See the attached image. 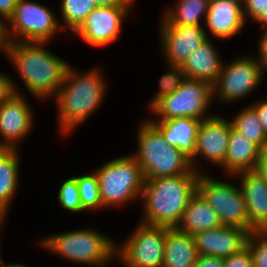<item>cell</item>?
I'll use <instances>...</instances> for the list:
<instances>
[{
	"instance_id": "1",
	"label": "cell",
	"mask_w": 267,
	"mask_h": 267,
	"mask_svg": "<svg viewBox=\"0 0 267 267\" xmlns=\"http://www.w3.org/2000/svg\"><path fill=\"white\" fill-rule=\"evenodd\" d=\"M46 44L48 42H11L7 53L28 92L43 101L56 96L70 66L47 50Z\"/></svg>"
},
{
	"instance_id": "2",
	"label": "cell",
	"mask_w": 267,
	"mask_h": 267,
	"mask_svg": "<svg viewBox=\"0 0 267 267\" xmlns=\"http://www.w3.org/2000/svg\"><path fill=\"white\" fill-rule=\"evenodd\" d=\"M199 176V173H186L145 180L140 196L143 213L138 222L176 228L197 191Z\"/></svg>"
},
{
	"instance_id": "3",
	"label": "cell",
	"mask_w": 267,
	"mask_h": 267,
	"mask_svg": "<svg viewBox=\"0 0 267 267\" xmlns=\"http://www.w3.org/2000/svg\"><path fill=\"white\" fill-rule=\"evenodd\" d=\"M101 72L100 68H94L83 74L68 67L64 82L53 99L58 108L61 135L71 134L103 102L107 88Z\"/></svg>"
},
{
	"instance_id": "4",
	"label": "cell",
	"mask_w": 267,
	"mask_h": 267,
	"mask_svg": "<svg viewBox=\"0 0 267 267\" xmlns=\"http://www.w3.org/2000/svg\"><path fill=\"white\" fill-rule=\"evenodd\" d=\"M38 243L45 250L71 263L106 267L115 261L117 243L95 228H83L50 235Z\"/></svg>"
},
{
	"instance_id": "5",
	"label": "cell",
	"mask_w": 267,
	"mask_h": 267,
	"mask_svg": "<svg viewBox=\"0 0 267 267\" xmlns=\"http://www.w3.org/2000/svg\"><path fill=\"white\" fill-rule=\"evenodd\" d=\"M138 129V149L132 156L141 166L145 180L197 173L192 169L190 159L177 147L171 146L148 119Z\"/></svg>"
},
{
	"instance_id": "6",
	"label": "cell",
	"mask_w": 267,
	"mask_h": 267,
	"mask_svg": "<svg viewBox=\"0 0 267 267\" xmlns=\"http://www.w3.org/2000/svg\"><path fill=\"white\" fill-rule=\"evenodd\" d=\"M94 172L99 181L104 208L122 207L136 198L140 199L145 177L141 166L132 155L109 160Z\"/></svg>"
},
{
	"instance_id": "7",
	"label": "cell",
	"mask_w": 267,
	"mask_h": 267,
	"mask_svg": "<svg viewBox=\"0 0 267 267\" xmlns=\"http://www.w3.org/2000/svg\"><path fill=\"white\" fill-rule=\"evenodd\" d=\"M212 101V86L209 83L185 78L174 93L164 96L149 109L154 114L152 116L158 119L148 120H169L182 116L207 119L214 115L206 113Z\"/></svg>"
},
{
	"instance_id": "8",
	"label": "cell",
	"mask_w": 267,
	"mask_h": 267,
	"mask_svg": "<svg viewBox=\"0 0 267 267\" xmlns=\"http://www.w3.org/2000/svg\"><path fill=\"white\" fill-rule=\"evenodd\" d=\"M60 19L45 5L19 0L7 22L11 42H48L62 30ZM19 35V36H18Z\"/></svg>"
},
{
	"instance_id": "9",
	"label": "cell",
	"mask_w": 267,
	"mask_h": 267,
	"mask_svg": "<svg viewBox=\"0 0 267 267\" xmlns=\"http://www.w3.org/2000/svg\"><path fill=\"white\" fill-rule=\"evenodd\" d=\"M197 191L217 213L223 225L240 227L249 233L254 230L249 224L247 206L239 186L217 180L205 172L198 178Z\"/></svg>"
},
{
	"instance_id": "10",
	"label": "cell",
	"mask_w": 267,
	"mask_h": 267,
	"mask_svg": "<svg viewBox=\"0 0 267 267\" xmlns=\"http://www.w3.org/2000/svg\"><path fill=\"white\" fill-rule=\"evenodd\" d=\"M166 227L137 223L126 240L117 243L116 259L123 267H163Z\"/></svg>"
},
{
	"instance_id": "11",
	"label": "cell",
	"mask_w": 267,
	"mask_h": 267,
	"mask_svg": "<svg viewBox=\"0 0 267 267\" xmlns=\"http://www.w3.org/2000/svg\"><path fill=\"white\" fill-rule=\"evenodd\" d=\"M263 77L257 57H237L222 65L221 73L212 85V99L216 97L227 104L236 102L255 91Z\"/></svg>"
},
{
	"instance_id": "12",
	"label": "cell",
	"mask_w": 267,
	"mask_h": 267,
	"mask_svg": "<svg viewBox=\"0 0 267 267\" xmlns=\"http://www.w3.org/2000/svg\"><path fill=\"white\" fill-rule=\"evenodd\" d=\"M131 7H97L73 34L93 47L108 46L119 39L122 22L129 16Z\"/></svg>"
},
{
	"instance_id": "13",
	"label": "cell",
	"mask_w": 267,
	"mask_h": 267,
	"mask_svg": "<svg viewBox=\"0 0 267 267\" xmlns=\"http://www.w3.org/2000/svg\"><path fill=\"white\" fill-rule=\"evenodd\" d=\"M231 126L230 119H226L220 114H214L210 118L201 120L197 132L195 155L190 160L194 171L199 174L203 173L199 168L200 166L197 165L199 155L217 167L223 165L227 154Z\"/></svg>"
},
{
	"instance_id": "14",
	"label": "cell",
	"mask_w": 267,
	"mask_h": 267,
	"mask_svg": "<svg viewBox=\"0 0 267 267\" xmlns=\"http://www.w3.org/2000/svg\"><path fill=\"white\" fill-rule=\"evenodd\" d=\"M33 122L32 107L25 96L12 94L0 105V148L18 149L20 141L33 129Z\"/></svg>"
},
{
	"instance_id": "15",
	"label": "cell",
	"mask_w": 267,
	"mask_h": 267,
	"mask_svg": "<svg viewBox=\"0 0 267 267\" xmlns=\"http://www.w3.org/2000/svg\"><path fill=\"white\" fill-rule=\"evenodd\" d=\"M160 43L166 64L182 66L190 53L208 39L204 26L160 25Z\"/></svg>"
},
{
	"instance_id": "16",
	"label": "cell",
	"mask_w": 267,
	"mask_h": 267,
	"mask_svg": "<svg viewBox=\"0 0 267 267\" xmlns=\"http://www.w3.org/2000/svg\"><path fill=\"white\" fill-rule=\"evenodd\" d=\"M249 232L235 226L222 225L193 235L198 255L226 258L246 247Z\"/></svg>"
},
{
	"instance_id": "17",
	"label": "cell",
	"mask_w": 267,
	"mask_h": 267,
	"mask_svg": "<svg viewBox=\"0 0 267 267\" xmlns=\"http://www.w3.org/2000/svg\"><path fill=\"white\" fill-rule=\"evenodd\" d=\"M204 22L208 38L212 35L221 40L230 39L245 26L242 4L233 0H210Z\"/></svg>"
},
{
	"instance_id": "18",
	"label": "cell",
	"mask_w": 267,
	"mask_h": 267,
	"mask_svg": "<svg viewBox=\"0 0 267 267\" xmlns=\"http://www.w3.org/2000/svg\"><path fill=\"white\" fill-rule=\"evenodd\" d=\"M234 177L240 179L249 224L254 230L267 229V180L256 170L241 172Z\"/></svg>"
},
{
	"instance_id": "19",
	"label": "cell",
	"mask_w": 267,
	"mask_h": 267,
	"mask_svg": "<svg viewBox=\"0 0 267 267\" xmlns=\"http://www.w3.org/2000/svg\"><path fill=\"white\" fill-rule=\"evenodd\" d=\"M212 39L204 41L198 49L189 54L181 66L186 78L203 81L211 86L221 73L222 62L220 54Z\"/></svg>"
},
{
	"instance_id": "20",
	"label": "cell",
	"mask_w": 267,
	"mask_h": 267,
	"mask_svg": "<svg viewBox=\"0 0 267 267\" xmlns=\"http://www.w3.org/2000/svg\"><path fill=\"white\" fill-rule=\"evenodd\" d=\"M261 149L245 136L230 128L227 154L221 169L226 175L235 176L241 172L256 170Z\"/></svg>"
},
{
	"instance_id": "21",
	"label": "cell",
	"mask_w": 267,
	"mask_h": 267,
	"mask_svg": "<svg viewBox=\"0 0 267 267\" xmlns=\"http://www.w3.org/2000/svg\"><path fill=\"white\" fill-rule=\"evenodd\" d=\"M150 122L171 146L177 147L190 160L194 157L200 119L182 116Z\"/></svg>"
},
{
	"instance_id": "22",
	"label": "cell",
	"mask_w": 267,
	"mask_h": 267,
	"mask_svg": "<svg viewBox=\"0 0 267 267\" xmlns=\"http://www.w3.org/2000/svg\"><path fill=\"white\" fill-rule=\"evenodd\" d=\"M223 224L217 213L206 202L203 196L196 191L176 229L181 233L195 235L196 233L221 227Z\"/></svg>"
},
{
	"instance_id": "23",
	"label": "cell",
	"mask_w": 267,
	"mask_h": 267,
	"mask_svg": "<svg viewBox=\"0 0 267 267\" xmlns=\"http://www.w3.org/2000/svg\"><path fill=\"white\" fill-rule=\"evenodd\" d=\"M19 149L0 148V226L9 213L10 204L19 186Z\"/></svg>"
},
{
	"instance_id": "24",
	"label": "cell",
	"mask_w": 267,
	"mask_h": 267,
	"mask_svg": "<svg viewBox=\"0 0 267 267\" xmlns=\"http://www.w3.org/2000/svg\"><path fill=\"white\" fill-rule=\"evenodd\" d=\"M198 256L193 236L166 227L163 267H193Z\"/></svg>"
},
{
	"instance_id": "25",
	"label": "cell",
	"mask_w": 267,
	"mask_h": 267,
	"mask_svg": "<svg viewBox=\"0 0 267 267\" xmlns=\"http://www.w3.org/2000/svg\"><path fill=\"white\" fill-rule=\"evenodd\" d=\"M210 0H178L174 8H166L160 25L204 26Z\"/></svg>"
},
{
	"instance_id": "26",
	"label": "cell",
	"mask_w": 267,
	"mask_h": 267,
	"mask_svg": "<svg viewBox=\"0 0 267 267\" xmlns=\"http://www.w3.org/2000/svg\"><path fill=\"white\" fill-rule=\"evenodd\" d=\"M232 118L230 121L235 130L256 144L261 150L267 148V134L261 126L257 112L250 104Z\"/></svg>"
},
{
	"instance_id": "27",
	"label": "cell",
	"mask_w": 267,
	"mask_h": 267,
	"mask_svg": "<svg viewBox=\"0 0 267 267\" xmlns=\"http://www.w3.org/2000/svg\"><path fill=\"white\" fill-rule=\"evenodd\" d=\"M60 26L62 31L69 30L72 34L81 26L86 17L97 8L96 0H61Z\"/></svg>"
},
{
	"instance_id": "28",
	"label": "cell",
	"mask_w": 267,
	"mask_h": 267,
	"mask_svg": "<svg viewBox=\"0 0 267 267\" xmlns=\"http://www.w3.org/2000/svg\"><path fill=\"white\" fill-rule=\"evenodd\" d=\"M74 177L77 180L82 208L86 211L90 209H100L101 211L104 207L100 197L99 181L95 172Z\"/></svg>"
},
{
	"instance_id": "29",
	"label": "cell",
	"mask_w": 267,
	"mask_h": 267,
	"mask_svg": "<svg viewBox=\"0 0 267 267\" xmlns=\"http://www.w3.org/2000/svg\"><path fill=\"white\" fill-rule=\"evenodd\" d=\"M167 67L169 68L167 73L160 76L158 81L159 90L155 93L154 98L150 100L149 109L164 96L174 93L186 78L181 66L167 64Z\"/></svg>"
},
{
	"instance_id": "30",
	"label": "cell",
	"mask_w": 267,
	"mask_h": 267,
	"mask_svg": "<svg viewBox=\"0 0 267 267\" xmlns=\"http://www.w3.org/2000/svg\"><path fill=\"white\" fill-rule=\"evenodd\" d=\"M57 198L61 208L68 212L80 213L85 211L80 202L77 180L73 176L62 182Z\"/></svg>"
},
{
	"instance_id": "31",
	"label": "cell",
	"mask_w": 267,
	"mask_h": 267,
	"mask_svg": "<svg viewBox=\"0 0 267 267\" xmlns=\"http://www.w3.org/2000/svg\"><path fill=\"white\" fill-rule=\"evenodd\" d=\"M246 246L250 250L253 267H267V229L249 233Z\"/></svg>"
},
{
	"instance_id": "32",
	"label": "cell",
	"mask_w": 267,
	"mask_h": 267,
	"mask_svg": "<svg viewBox=\"0 0 267 267\" xmlns=\"http://www.w3.org/2000/svg\"><path fill=\"white\" fill-rule=\"evenodd\" d=\"M224 267H253V259L246 246L239 253L224 258Z\"/></svg>"
},
{
	"instance_id": "33",
	"label": "cell",
	"mask_w": 267,
	"mask_h": 267,
	"mask_svg": "<svg viewBox=\"0 0 267 267\" xmlns=\"http://www.w3.org/2000/svg\"><path fill=\"white\" fill-rule=\"evenodd\" d=\"M18 84H15L7 73L0 72V105L5 102L12 94H22L20 89L17 88Z\"/></svg>"
},
{
	"instance_id": "34",
	"label": "cell",
	"mask_w": 267,
	"mask_h": 267,
	"mask_svg": "<svg viewBox=\"0 0 267 267\" xmlns=\"http://www.w3.org/2000/svg\"><path fill=\"white\" fill-rule=\"evenodd\" d=\"M267 0H245L243 7V17L245 22L251 19L253 21L261 11H265Z\"/></svg>"
},
{
	"instance_id": "35",
	"label": "cell",
	"mask_w": 267,
	"mask_h": 267,
	"mask_svg": "<svg viewBox=\"0 0 267 267\" xmlns=\"http://www.w3.org/2000/svg\"><path fill=\"white\" fill-rule=\"evenodd\" d=\"M259 45H258V55H256L258 63L261 66L262 72L266 74L267 71V29L261 31ZM265 71V72H264Z\"/></svg>"
},
{
	"instance_id": "36",
	"label": "cell",
	"mask_w": 267,
	"mask_h": 267,
	"mask_svg": "<svg viewBox=\"0 0 267 267\" xmlns=\"http://www.w3.org/2000/svg\"><path fill=\"white\" fill-rule=\"evenodd\" d=\"M257 112V117L267 134V99L257 100L250 104Z\"/></svg>"
},
{
	"instance_id": "37",
	"label": "cell",
	"mask_w": 267,
	"mask_h": 267,
	"mask_svg": "<svg viewBox=\"0 0 267 267\" xmlns=\"http://www.w3.org/2000/svg\"><path fill=\"white\" fill-rule=\"evenodd\" d=\"M193 267H224V258L199 255Z\"/></svg>"
},
{
	"instance_id": "38",
	"label": "cell",
	"mask_w": 267,
	"mask_h": 267,
	"mask_svg": "<svg viewBox=\"0 0 267 267\" xmlns=\"http://www.w3.org/2000/svg\"><path fill=\"white\" fill-rule=\"evenodd\" d=\"M19 0H0V19L8 22Z\"/></svg>"
},
{
	"instance_id": "39",
	"label": "cell",
	"mask_w": 267,
	"mask_h": 267,
	"mask_svg": "<svg viewBox=\"0 0 267 267\" xmlns=\"http://www.w3.org/2000/svg\"><path fill=\"white\" fill-rule=\"evenodd\" d=\"M10 44L11 41L8 35L7 22L0 19V51H2L6 57Z\"/></svg>"
},
{
	"instance_id": "40",
	"label": "cell",
	"mask_w": 267,
	"mask_h": 267,
	"mask_svg": "<svg viewBox=\"0 0 267 267\" xmlns=\"http://www.w3.org/2000/svg\"><path fill=\"white\" fill-rule=\"evenodd\" d=\"M96 2L98 7L131 6L134 4V0H96Z\"/></svg>"
},
{
	"instance_id": "41",
	"label": "cell",
	"mask_w": 267,
	"mask_h": 267,
	"mask_svg": "<svg viewBox=\"0 0 267 267\" xmlns=\"http://www.w3.org/2000/svg\"><path fill=\"white\" fill-rule=\"evenodd\" d=\"M256 171L267 180V148L261 151Z\"/></svg>"
},
{
	"instance_id": "42",
	"label": "cell",
	"mask_w": 267,
	"mask_h": 267,
	"mask_svg": "<svg viewBox=\"0 0 267 267\" xmlns=\"http://www.w3.org/2000/svg\"><path fill=\"white\" fill-rule=\"evenodd\" d=\"M252 22H257L261 26L262 30L267 29V5L265 11H261V13Z\"/></svg>"
},
{
	"instance_id": "43",
	"label": "cell",
	"mask_w": 267,
	"mask_h": 267,
	"mask_svg": "<svg viewBox=\"0 0 267 267\" xmlns=\"http://www.w3.org/2000/svg\"><path fill=\"white\" fill-rule=\"evenodd\" d=\"M0 267H28V266L26 264L24 265V264H21V263L20 264L19 263H17V264H14V263L5 264L1 254H0Z\"/></svg>"
},
{
	"instance_id": "44",
	"label": "cell",
	"mask_w": 267,
	"mask_h": 267,
	"mask_svg": "<svg viewBox=\"0 0 267 267\" xmlns=\"http://www.w3.org/2000/svg\"><path fill=\"white\" fill-rule=\"evenodd\" d=\"M233 1L239 2V3H241L243 5L245 0H233Z\"/></svg>"
}]
</instances>
